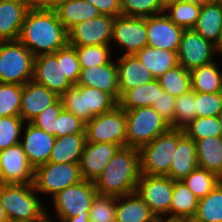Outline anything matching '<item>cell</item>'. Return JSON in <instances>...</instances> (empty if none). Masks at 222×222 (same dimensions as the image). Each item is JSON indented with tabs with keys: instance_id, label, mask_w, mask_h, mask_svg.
Here are the masks:
<instances>
[{
	"instance_id": "obj_5",
	"label": "cell",
	"mask_w": 222,
	"mask_h": 222,
	"mask_svg": "<svg viewBox=\"0 0 222 222\" xmlns=\"http://www.w3.org/2000/svg\"><path fill=\"white\" fill-rule=\"evenodd\" d=\"M184 134L182 129L170 128L150 143L142 146L139 149L140 173L166 176L169 173L178 141Z\"/></svg>"
},
{
	"instance_id": "obj_54",
	"label": "cell",
	"mask_w": 222,
	"mask_h": 222,
	"mask_svg": "<svg viewBox=\"0 0 222 222\" xmlns=\"http://www.w3.org/2000/svg\"><path fill=\"white\" fill-rule=\"evenodd\" d=\"M0 222H9L1 202H0Z\"/></svg>"
},
{
	"instance_id": "obj_17",
	"label": "cell",
	"mask_w": 222,
	"mask_h": 222,
	"mask_svg": "<svg viewBox=\"0 0 222 222\" xmlns=\"http://www.w3.org/2000/svg\"><path fill=\"white\" fill-rule=\"evenodd\" d=\"M147 46L177 52L183 28L174 24L164 13L146 17Z\"/></svg>"
},
{
	"instance_id": "obj_56",
	"label": "cell",
	"mask_w": 222,
	"mask_h": 222,
	"mask_svg": "<svg viewBox=\"0 0 222 222\" xmlns=\"http://www.w3.org/2000/svg\"><path fill=\"white\" fill-rule=\"evenodd\" d=\"M217 118L220 125V138L222 139V111L218 114Z\"/></svg>"
},
{
	"instance_id": "obj_20",
	"label": "cell",
	"mask_w": 222,
	"mask_h": 222,
	"mask_svg": "<svg viewBox=\"0 0 222 222\" xmlns=\"http://www.w3.org/2000/svg\"><path fill=\"white\" fill-rule=\"evenodd\" d=\"M55 140V136L27 123L24 138L20 143L34 169L48 162Z\"/></svg>"
},
{
	"instance_id": "obj_14",
	"label": "cell",
	"mask_w": 222,
	"mask_h": 222,
	"mask_svg": "<svg viewBox=\"0 0 222 222\" xmlns=\"http://www.w3.org/2000/svg\"><path fill=\"white\" fill-rule=\"evenodd\" d=\"M115 17L99 15L75 24L68 30V44L72 47L111 45Z\"/></svg>"
},
{
	"instance_id": "obj_52",
	"label": "cell",
	"mask_w": 222,
	"mask_h": 222,
	"mask_svg": "<svg viewBox=\"0 0 222 222\" xmlns=\"http://www.w3.org/2000/svg\"><path fill=\"white\" fill-rule=\"evenodd\" d=\"M64 222H90L89 216H81L79 214L76 217L67 218Z\"/></svg>"
},
{
	"instance_id": "obj_6",
	"label": "cell",
	"mask_w": 222,
	"mask_h": 222,
	"mask_svg": "<svg viewBox=\"0 0 222 222\" xmlns=\"http://www.w3.org/2000/svg\"><path fill=\"white\" fill-rule=\"evenodd\" d=\"M125 117L126 146L137 149L171 128L158 112L149 106L127 110Z\"/></svg>"
},
{
	"instance_id": "obj_15",
	"label": "cell",
	"mask_w": 222,
	"mask_h": 222,
	"mask_svg": "<svg viewBox=\"0 0 222 222\" xmlns=\"http://www.w3.org/2000/svg\"><path fill=\"white\" fill-rule=\"evenodd\" d=\"M123 48V55H135L147 46L146 18L120 15L115 17L111 42Z\"/></svg>"
},
{
	"instance_id": "obj_2",
	"label": "cell",
	"mask_w": 222,
	"mask_h": 222,
	"mask_svg": "<svg viewBox=\"0 0 222 222\" xmlns=\"http://www.w3.org/2000/svg\"><path fill=\"white\" fill-rule=\"evenodd\" d=\"M139 149L123 146L118 149L104 171L95 180L98 195L120 197L136 192L140 177Z\"/></svg>"
},
{
	"instance_id": "obj_58",
	"label": "cell",
	"mask_w": 222,
	"mask_h": 222,
	"mask_svg": "<svg viewBox=\"0 0 222 222\" xmlns=\"http://www.w3.org/2000/svg\"><path fill=\"white\" fill-rule=\"evenodd\" d=\"M47 222H53V221L51 220V218L49 217V213L47 214Z\"/></svg>"
},
{
	"instance_id": "obj_21",
	"label": "cell",
	"mask_w": 222,
	"mask_h": 222,
	"mask_svg": "<svg viewBox=\"0 0 222 222\" xmlns=\"http://www.w3.org/2000/svg\"><path fill=\"white\" fill-rule=\"evenodd\" d=\"M76 85L97 88L109 93L117 102L120 99L116 62L81 69Z\"/></svg>"
},
{
	"instance_id": "obj_53",
	"label": "cell",
	"mask_w": 222,
	"mask_h": 222,
	"mask_svg": "<svg viewBox=\"0 0 222 222\" xmlns=\"http://www.w3.org/2000/svg\"><path fill=\"white\" fill-rule=\"evenodd\" d=\"M156 222H191V220H189V219L161 217V218H157Z\"/></svg>"
},
{
	"instance_id": "obj_41",
	"label": "cell",
	"mask_w": 222,
	"mask_h": 222,
	"mask_svg": "<svg viewBox=\"0 0 222 222\" xmlns=\"http://www.w3.org/2000/svg\"><path fill=\"white\" fill-rule=\"evenodd\" d=\"M81 69L108 64L112 61L110 45L75 47Z\"/></svg>"
},
{
	"instance_id": "obj_9",
	"label": "cell",
	"mask_w": 222,
	"mask_h": 222,
	"mask_svg": "<svg viewBox=\"0 0 222 222\" xmlns=\"http://www.w3.org/2000/svg\"><path fill=\"white\" fill-rule=\"evenodd\" d=\"M97 195L94 182L82 180L77 184L68 186L58 192L51 199L57 213L59 222H64L67 218L89 216V211L94 198Z\"/></svg>"
},
{
	"instance_id": "obj_42",
	"label": "cell",
	"mask_w": 222,
	"mask_h": 222,
	"mask_svg": "<svg viewBox=\"0 0 222 222\" xmlns=\"http://www.w3.org/2000/svg\"><path fill=\"white\" fill-rule=\"evenodd\" d=\"M25 121L20 116L0 117V150L21 142Z\"/></svg>"
},
{
	"instance_id": "obj_19",
	"label": "cell",
	"mask_w": 222,
	"mask_h": 222,
	"mask_svg": "<svg viewBox=\"0 0 222 222\" xmlns=\"http://www.w3.org/2000/svg\"><path fill=\"white\" fill-rule=\"evenodd\" d=\"M59 96L33 80L22 85L19 116L30 123L38 114L53 104Z\"/></svg>"
},
{
	"instance_id": "obj_7",
	"label": "cell",
	"mask_w": 222,
	"mask_h": 222,
	"mask_svg": "<svg viewBox=\"0 0 222 222\" xmlns=\"http://www.w3.org/2000/svg\"><path fill=\"white\" fill-rule=\"evenodd\" d=\"M34 58L19 40L0 41V83L24 85L31 81Z\"/></svg>"
},
{
	"instance_id": "obj_44",
	"label": "cell",
	"mask_w": 222,
	"mask_h": 222,
	"mask_svg": "<svg viewBox=\"0 0 222 222\" xmlns=\"http://www.w3.org/2000/svg\"><path fill=\"white\" fill-rule=\"evenodd\" d=\"M116 197L96 195L90 211V222H116Z\"/></svg>"
},
{
	"instance_id": "obj_10",
	"label": "cell",
	"mask_w": 222,
	"mask_h": 222,
	"mask_svg": "<svg viewBox=\"0 0 222 222\" xmlns=\"http://www.w3.org/2000/svg\"><path fill=\"white\" fill-rule=\"evenodd\" d=\"M85 135L86 142L126 146L125 111L116 106L111 111L94 116L85 123Z\"/></svg>"
},
{
	"instance_id": "obj_26",
	"label": "cell",
	"mask_w": 222,
	"mask_h": 222,
	"mask_svg": "<svg viewBox=\"0 0 222 222\" xmlns=\"http://www.w3.org/2000/svg\"><path fill=\"white\" fill-rule=\"evenodd\" d=\"M193 30L219 47L222 42V2L202 4Z\"/></svg>"
},
{
	"instance_id": "obj_35",
	"label": "cell",
	"mask_w": 222,
	"mask_h": 222,
	"mask_svg": "<svg viewBox=\"0 0 222 222\" xmlns=\"http://www.w3.org/2000/svg\"><path fill=\"white\" fill-rule=\"evenodd\" d=\"M193 222H222V181L198 202Z\"/></svg>"
},
{
	"instance_id": "obj_38",
	"label": "cell",
	"mask_w": 222,
	"mask_h": 222,
	"mask_svg": "<svg viewBox=\"0 0 222 222\" xmlns=\"http://www.w3.org/2000/svg\"><path fill=\"white\" fill-rule=\"evenodd\" d=\"M163 0H121L122 15L150 17L164 13Z\"/></svg>"
},
{
	"instance_id": "obj_12",
	"label": "cell",
	"mask_w": 222,
	"mask_h": 222,
	"mask_svg": "<svg viewBox=\"0 0 222 222\" xmlns=\"http://www.w3.org/2000/svg\"><path fill=\"white\" fill-rule=\"evenodd\" d=\"M218 47L193 29L184 30L177 51L178 64L191 71L214 62Z\"/></svg>"
},
{
	"instance_id": "obj_40",
	"label": "cell",
	"mask_w": 222,
	"mask_h": 222,
	"mask_svg": "<svg viewBox=\"0 0 222 222\" xmlns=\"http://www.w3.org/2000/svg\"><path fill=\"white\" fill-rule=\"evenodd\" d=\"M197 118L196 92L193 90L176 98L174 129H184Z\"/></svg>"
},
{
	"instance_id": "obj_46",
	"label": "cell",
	"mask_w": 222,
	"mask_h": 222,
	"mask_svg": "<svg viewBox=\"0 0 222 222\" xmlns=\"http://www.w3.org/2000/svg\"><path fill=\"white\" fill-rule=\"evenodd\" d=\"M222 111V92H196L197 117H215Z\"/></svg>"
},
{
	"instance_id": "obj_47",
	"label": "cell",
	"mask_w": 222,
	"mask_h": 222,
	"mask_svg": "<svg viewBox=\"0 0 222 222\" xmlns=\"http://www.w3.org/2000/svg\"><path fill=\"white\" fill-rule=\"evenodd\" d=\"M62 109L63 105L59 97L53 104L38 114L30 123L48 134L55 136L56 118Z\"/></svg>"
},
{
	"instance_id": "obj_23",
	"label": "cell",
	"mask_w": 222,
	"mask_h": 222,
	"mask_svg": "<svg viewBox=\"0 0 222 222\" xmlns=\"http://www.w3.org/2000/svg\"><path fill=\"white\" fill-rule=\"evenodd\" d=\"M29 1L0 0V41L18 40Z\"/></svg>"
},
{
	"instance_id": "obj_24",
	"label": "cell",
	"mask_w": 222,
	"mask_h": 222,
	"mask_svg": "<svg viewBox=\"0 0 222 222\" xmlns=\"http://www.w3.org/2000/svg\"><path fill=\"white\" fill-rule=\"evenodd\" d=\"M198 168L196 142L184 134L178 141L169 173L173 181H181Z\"/></svg>"
},
{
	"instance_id": "obj_39",
	"label": "cell",
	"mask_w": 222,
	"mask_h": 222,
	"mask_svg": "<svg viewBox=\"0 0 222 222\" xmlns=\"http://www.w3.org/2000/svg\"><path fill=\"white\" fill-rule=\"evenodd\" d=\"M22 85L0 83V117L19 116Z\"/></svg>"
},
{
	"instance_id": "obj_37",
	"label": "cell",
	"mask_w": 222,
	"mask_h": 222,
	"mask_svg": "<svg viewBox=\"0 0 222 222\" xmlns=\"http://www.w3.org/2000/svg\"><path fill=\"white\" fill-rule=\"evenodd\" d=\"M182 181L200 200L207 196L222 181V179L216 174L198 167Z\"/></svg>"
},
{
	"instance_id": "obj_31",
	"label": "cell",
	"mask_w": 222,
	"mask_h": 222,
	"mask_svg": "<svg viewBox=\"0 0 222 222\" xmlns=\"http://www.w3.org/2000/svg\"><path fill=\"white\" fill-rule=\"evenodd\" d=\"M161 90L158 79L151 80L149 83L127 90L120 97L118 106L124 111L138 107H151L154 101H157Z\"/></svg>"
},
{
	"instance_id": "obj_1",
	"label": "cell",
	"mask_w": 222,
	"mask_h": 222,
	"mask_svg": "<svg viewBox=\"0 0 222 222\" xmlns=\"http://www.w3.org/2000/svg\"><path fill=\"white\" fill-rule=\"evenodd\" d=\"M18 40L34 56L55 53L68 45V30L54 10L29 9Z\"/></svg>"
},
{
	"instance_id": "obj_8",
	"label": "cell",
	"mask_w": 222,
	"mask_h": 222,
	"mask_svg": "<svg viewBox=\"0 0 222 222\" xmlns=\"http://www.w3.org/2000/svg\"><path fill=\"white\" fill-rule=\"evenodd\" d=\"M82 180L79 163L47 162L35 168L33 185L37 192L53 197Z\"/></svg>"
},
{
	"instance_id": "obj_59",
	"label": "cell",
	"mask_w": 222,
	"mask_h": 222,
	"mask_svg": "<svg viewBox=\"0 0 222 222\" xmlns=\"http://www.w3.org/2000/svg\"><path fill=\"white\" fill-rule=\"evenodd\" d=\"M171 1H174V0H163L164 4L171 2Z\"/></svg>"
},
{
	"instance_id": "obj_4",
	"label": "cell",
	"mask_w": 222,
	"mask_h": 222,
	"mask_svg": "<svg viewBox=\"0 0 222 222\" xmlns=\"http://www.w3.org/2000/svg\"><path fill=\"white\" fill-rule=\"evenodd\" d=\"M63 109L87 123L94 116L113 110L118 102L106 92L84 85H74L60 96Z\"/></svg>"
},
{
	"instance_id": "obj_11",
	"label": "cell",
	"mask_w": 222,
	"mask_h": 222,
	"mask_svg": "<svg viewBox=\"0 0 222 222\" xmlns=\"http://www.w3.org/2000/svg\"><path fill=\"white\" fill-rule=\"evenodd\" d=\"M174 181L168 176L140 174L136 192L157 217L170 215Z\"/></svg>"
},
{
	"instance_id": "obj_57",
	"label": "cell",
	"mask_w": 222,
	"mask_h": 222,
	"mask_svg": "<svg viewBox=\"0 0 222 222\" xmlns=\"http://www.w3.org/2000/svg\"><path fill=\"white\" fill-rule=\"evenodd\" d=\"M222 54V42L220 43L219 47H218V54Z\"/></svg>"
},
{
	"instance_id": "obj_25",
	"label": "cell",
	"mask_w": 222,
	"mask_h": 222,
	"mask_svg": "<svg viewBox=\"0 0 222 222\" xmlns=\"http://www.w3.org/2000/svg\"><path fill=\"white\" fill-rule=\"evenodd\" d=\"M116 222H156L157 217L142 198L133 192L116 197Z\"/></svg>"
},
{
	"instance_id": "obj_28",
	"label": "cell",
	"mask_w": 222,
	"mask_h": 222,
	"mask_svg": "<svg viewBox=\"0 0 222 222\" xmlns=\"http://www.w3.org/2000/svg\"><path fill=\"white\" fill-rule=\"evenodd\" d=\"M85 144V134H72L56 138L48 162L80 163Z\"/></svg>"
},
{
	"instance_id": "obj_3",
	"label": "cell",
	"mask_w": 222,
	"mask_h": 222,
	"mask_svg": "<svg viewBox=\"0 0 222 222\" xmlns=\"http://www.w3.org/2000/svg\"><path fill=\"white\" fill-rule=\"evenodd\" d=\"M33 183L0 184V202L9 222H47Z\"/></svg>"
},
{
	"instance_id": "obj_55",
	"label": "cell",
	"mask_w": 222,
	"mask_h": 222,
	"mask_svg": "<svg viewBox=\"0 0 222 222\" xmlns=\"http://www.w3.org/2000/svg\"><path fill=\"white\" fill-rule=\"evenodd\" d=\"M185 1L197 2L200 4H210V3H219L222 0H185Z\"/></svg>"
},
{
	"instance_id": "obj_16",
	"label": "cell",
	"mask_w": 222,
	"mask_h": 222,
	"mask_svg": "<svg viewBox=\"0 0 222 222\" xmlns=\"http://www.w3.org/2000/svg\"><path fill=\"white\" fill-rule=\"evenodd\" d=\"M34 171L21 143L0 150V184L33 183Z\"/></svg>"
},
{
	"instance_id": "obj_27",
	"label": "cell",
	"mask_w": 222,
	"mask_h": 222,
	"mask_svg": "<svg viewBox=\"0 0 222 222\" xmlns=\"http://www.w3.org/2000/svg\"><path fill=\"white\" fill-rule=\"evenodd\" d=\"M54 11L67 30L77 23L91 20L101 15L95 6L85 0H65Z\"/></svg>"
},
{
	"instance_id": "obj_29",
	"label": "cell",
	"mask_w": 222,
	"mask_h": 222,
	"mask_svg": "<svg viewBox=\"0 0 222 222\" xmlns=\"http://www.w3.org/2000/svg\"><path fill=\"white\" fill-rule=\"evenodd\" d=\"M196 153L198 167L222 179V139L220 136L197 140Z\"/></svg>"
},
{
	"instance_id": "obj_49",
	"label": "cell",
	"mask_w": 222,
	"mask_h": 222,
	"mask_svg": "<svg viewBox=\"0 0 222 222\" xmlns=\"http://www.w3.org/2000/svg\"><path fill=\"white\" fill-rule=\"evenodd\" d=\"M175 101V97L166 93L162 89L159 91L157 101H154L151 106L170 125L171 128H174Z\"/></svg>"
},
{
	"instance_id": "obj_22",
	"label": "cell",
	"mask_w": 222,
	"mask_h": 222,
	"mask_svg": "<svg viewBox=\"0 0 222 222\" xmlns=\"http://www.w3.org/2000/svg\"><path fill=\"white\" fill-rule=\"evenodd\" d=\"M120 97L132 88L154 80L153 74L135 55H122L116 62Z\"/></svg>"
},
{
	"instance_id": "obj_51",
	"label": "cell",
	"mask_w": 222,
	"mask_h": 222,
	"mask_svg": "<svg viewBox=\"0 0 222 222\" xmlns=\"http://www.w3.org/2000/svg\"><path fill=\"white\" fill-rule=\"evenodd\" d=\"M65 0H29V8L36 10H54Z\"/></svg>"
},
{
	"instance_id": "obj_36",
	"label": "cell",
	"mask_w": 222,
	"mask_h": 222,
	"mask_svg": "<svg viewBox=\"0 0 222 222\" xmlns=\"http://www.w3.org/2000/svg\"><path fill=\"white\" fill-rule=\"evenodd\" d=\"M157 79L161 88L175 98L191 91L190 71L179 64Z\"/></svg>"
},
{
	"instance_id": "obj_34",
	"label": "cell",
	"mask_w": 222,
	"mask_h": 222,
	"mask_svg": "<svg viewBox=\"0 0 222 222\" xmlns=\"http://www.w3.org/2000/svg\"><path fill=\"white\" fill-rule=\"evenodd\" d=\"M201 7L197 2L174 0L165 4L164 13L174 24L189 30L195 27Z\"/></svg>"
},
{
	"instance_id": "obj_30",
	"label": "cell",
	"mask_w": 222,
	"mask_h": 222,
	"mask_svg": "<svg viewBox=\"0 0 222 222\" xmlns=\"http://www.w3.org/2000/svg\"><path fill=\"white\" fill-rule=\"evenodd\" d=\"M135 56L142 64H145L155 79L178 65L177 52L164 49L146 46Z\"/></svg>"
},
{
	"instance_id": "obj_33",
	"label": "cell",
	"mask_w": 222,
	"mask_h": 222,
	"mask_svg": "<svg viewBox=\"0 0 222 222\" xmlns=\"http://www.w3.org/2000/svg\"><path fill=\"white\" fill-rule=\"evenodd\" d=\"M221 71L215 61L191 70V90L198 93L222 92Z\"/></svg>"
},
{
	"instance_id": "obj_13",
	"label": "cell",
	"mask_w": 222,
	"mask_h": 222,
	"mask_svg": "<svg viewBox=\"0 0 222 222\" xmlns=\"http://www.w3.org/2000/svg\"><path fill=\"white\" fill-rule=\"evenodd\" d=\"M32 80L44 85L59 97L74 86L62 69V48L55 53L35 56Z\"/></svg>"
},
{
	"instance_id": "obj_50",
	"label": "cell",
	"mask_w": 222,
	"mask_h": 222,
	"mask_svg": "<svg viewBox=\"0 0 222 222\" xmlns=\"http://www.w3.org/2000/svg\"><path fill=\"white\" fill-rule=\"evenodd\" d=\"M95 6L101 15L117 17L122 15L121 0H85Z\"/></svg>"
},
{
	"instance_id": "obj_48",
	"label": "cell",
	"mask_w": 222,
	"mask_h": 222,
	"mask_svg": "<svg viewBox=\"0 0 222 222\" xmlns=\"http://www.w3.org/2000/svg\"><path fill=\"white\" fill-rule=\"evenodd\" d=\"M62 69L68 80L76 85L80 77V64L75 47L66 45L62 48Z\"/></svg>"
},
{
	"instance_id": "obj_43",
	"label": "cell",
	"mask_w": 222,
	"mask_h": 222,
	"mask_svg": "<svg viewBox=\"0 0 222 222\" xmlns=\"http://www.w3.org/2000/svg\"><path fill=\"white\" fill-rule=\"evenodd\" d=\"M184 133L194 140L220 136V125L217 116L197 117L191 121L184 129Z\"/></svg>"
},
{
	"instance_id": "obj_45",
	"label": "cell",
	"mask_w": 222,
	"mask_h": 222,
	"mask_svg": "<svg viewBox=\"0 0 222 222\" xmlns=\"http://www.w3.org/2000/svg\"><path fill=\"white\" fill-rule=\"evenodd\" d=\"M72 134H85V122L71 112L62 109L56 118L55 137L59 138Z\"/></svg>"
},
{
	"instance_id": "obj_32",
	"label": "cell",
	"mask_w": 222,
	"mask_h": 222,
	"mask_svg": "<svg viewBox=\"0 0 222 222\" xmlns=\"http://www.w3.org/2000/svg\"><path fill=\"white\" fill-rule=\"evenodd\" d=\"M199 199L181 181H174L173 195L168 218L192 220L198 206Z\"/></svg>"
},
{
	"instance_id": "obj_18",
	"label": "cell",
	"mask_w": 222,
	"mask_h": 222,
	"mask_svg": "<svg viewBox=\"0 0 222 222\" xmlns=\"http://www.w3.org/2000/svg\"><path fill=\"white\" fill-rule=\"evenodd\" d=\"M120 147L114 143L86 142L79 163L82 178L95 182Z\"/></svg>"
}]
</instances>
